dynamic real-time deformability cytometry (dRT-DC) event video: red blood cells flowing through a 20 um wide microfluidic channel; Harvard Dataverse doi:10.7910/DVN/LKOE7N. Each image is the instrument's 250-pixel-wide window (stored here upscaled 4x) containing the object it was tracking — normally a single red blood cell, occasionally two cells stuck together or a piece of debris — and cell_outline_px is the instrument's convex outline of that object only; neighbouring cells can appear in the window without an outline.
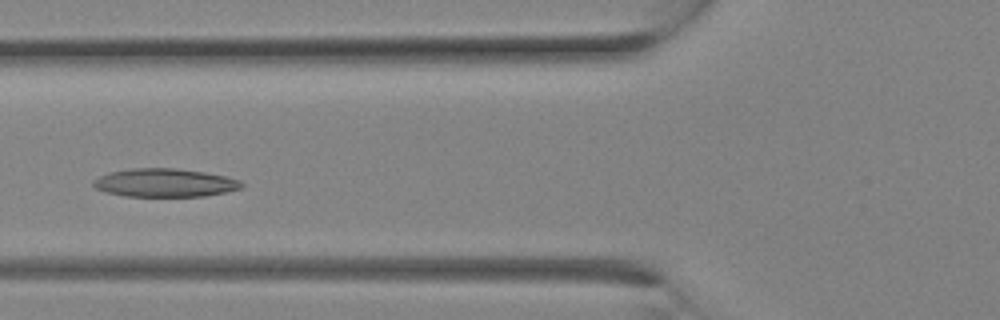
{"species": "Egyptian fruit bat (a non-hibernating species)", "species_latin": "Rousettus aegyptiacus", "temperature_condition": "room temperature", "stored_images_in_passage": 6, "camera_frame_rate_fps": 3000, "um_per_image_px": 0.085, "animal": {"sex": "female"}, "frame": {"image": 1, "passage_image": 5, "time_ms": 1.333, "image_size_px": [1000, 320], "cell_outline_px": [[244, 184], [240, 188], [224, 192], [204, 196], [124, 196], [104, 192], [96, 188], [92, 184], [92, 180], [108, 172], [132, 168], [176, 168], [204, 172], [224, 176], [240, 180]], "centroid_in_image_um": [13.96, 15.53], "position_along_channel_um": 111.8, "area_um2": 24.45}}